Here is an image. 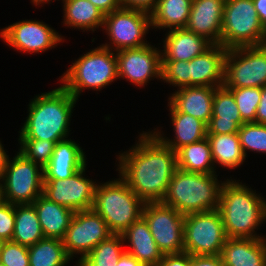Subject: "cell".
Returning a JSON list of instances; mask_svg holds the SVG:
<instances>
[{
    "mask_svg": "<svg viewBox=\"0 0 266 266\" xmlns=\"http://www.w3.org/2000/svg\"><path fill=\"white\" fill-rule=\"evenodd\" d=\"M118 161L119 175L144 202H161L177 169L176 152L151 131H143Z\"/></svg>",
    "mask_w": 266,
    "mask_h": 266,
    "instance_id": "6da1fadb",
    "label": "cell"
},
{
    "mask_svg": "<svg viewBox=\"0 0 266 266\" xmlns=\"http://www.w3.org/2000/svg\"><path fill=\"white\" fill-rule=\"evenodd\" d=\"M35 97L29 103V114L19 131V139H41L56 144L68 138L77 99L62 85Z\"/></svg>",
    "mask_w": 266,
    "mask_h": 266,
    "instance_id": "7a4b0ae2",
    "label": "cell"
},
{
    "mask_svg": "<svg viewBox=\"0 0 266 266\" xmlns=\"http://www.w3.org/2000/svg\"><path fill=\"white\" fill-rule=\"evenodd\" d=\"M235 179L223 182L218 210L228 238L261 239L255 229L266 220V199Z\"/></svg>",
    "mask_w": 266,
    "mask_h": 266,
    "instance_id": "3957f363",
    "label": "cell"
},
{
    "mask_svg": "<svg viewBox=\"0 0 266 266\" xmlns=\"http://www.w3.org/2000/svg\"><path fill=\"white\" fill-rule=\"evenodd\" d=\"M186 172L177 168L161 203L182 215L218 209L221 189L216 175Z\"/></svg>",
    "mask_w": 266,
    "mask_h": 266,
    "instance_id": "277c9868",
    "label": "cell"
},
{
    "mask_svg": "<svg viewBox=\"0 0 266 266\" xmlns=\"http://www.w3.org/2000/svg\"><path fill=\"white\" fill-rule=\"evenodd\" d=\"M144 204L120 176L117 180L96 185L92 209L113 234H122L142 216Z\"/></svg>",
    "mask_w": 266,
    "mask_h": 266,
    "instance_id": "5b68a950",
    "label": "cell"
},
{
    "mask_svg": "<svg viewBox=\"0 0 266 266\" xmlns=\"http://www.w3.org/2000/svg\"><path fill=\"white\" fill-rule=\"evenodd\" d=\"M99 46L80 56L64 72L60 82L77 100L83 89L98 90L118 79L116 52Z\"/></svg>",
    "mask_w": 266,
    "mask_h": 266,
    "instance_id": "8992f818",
    "label": "cell"
},
{
    "mask_svg": "<svg viewBox=\"0 0 266 266\" xmlns=\"http://www.w3.org/2000/svg\"><path fill=\"white\" fill-rule=\"evenodd\" d=\"M220 44L226 49L266 44L253 0H226Z\"/></svg>",
    "mask_w": 266,
    "mask_h": 266,
    "instance_id": "52a82bcc",
    "label": "cell"
},
{
    "mask_svg": "<svg viewBox=\"0 0 266 266\" xmlns=\"http://www.w3.org/2000/svg\"><path fill=\"white\" fill-rule=\"evenodd\" d=\"M12 159L0 183L2 200L13 205L32 204L43 194V168L20 152Z\"/></svg>",
    "mask_w": 266,
    "mask_h": 266,
    "instance_id": "ba28073f",
    "label": "cell"
},
{
    "mask_svg": "<svg viewBox=\"0 0 266 266\" xmlns=\"http://www.w3.org/2000/svg\"><path fill=\"white\" fill-rule=\"evenodd\" d=\"M183 236L190 255H220L228 238L218 209L185 215Z\"/></svg>",
    "mask_w": 266,
    "mask_h": 266,
    "instance_id": "9c48e42d",
    "label": "cell"
},
{
    "mask_svg": "<svg viewBox=\"0 0 266 266\" xmlns=\"http://www.w3.org/2000/svg\"><path fill=\"white\" fill-rule=\"evenodd\" d=\"M266 85V44L228 49L225 57L226 89Z\"/></svg>",
    "mask_w": 266,
    "mask_h": 266,
    "instance_id": "30bf717a",
    "label": "cell"
},
{
    "mask_svg": "<svg viewBox=\"0 0 266 266\" xmlns=\"http://www.w3.org/2000/svg\"><path fill=\"white\" fill-rule=\"evenodd\" d=\"M150 26V13L121 7L104 16L103 30L113 45L105 43L101 46L113 51L146 46L149 43L147 40L145 42L143 37L149 31Z\"/></svg>",
    "mask_w": 266,
    "mask_h": 266,
    "instance_id": "8fae6325",
    "label": "cell"
},
{
    "mask_svg": "<svg viewBox=\"0 0 266 266\" xmlns=\"http://www.w3.org/2000/svg\"><path fill=\"white\" fill-rule=\"evenodd\" d=\"M142 216L163 255L184 252L185 215L161 202H145Z\"/></svg>",
    "mask_w": 266,
    "mask_h": 266,
    "instance_id": "7c38bea8",
    "label": "cell"
},
{
    "mask_svg": "<svg viewBox=\"0 0 266 266\" xmlns=\"http://www.w3.org/2000/svg\"><path fill=\"white\" fill-rule=\"evenodd\" d=\"M113 233L106 222L93 209L74 213L71 223L62 239L67 255L72 259L74 254L81 255L82 260L101 241Z\"/></svg>",
    "mask_w": 266,
    "mask_h": 266,
    "instance_id": "4fadbf2b",
    "label": "cell"
},
{
    "mask_svg": "<svg viewBox=\"0 0 266 266\" xmlns=\"http://www.w3.org/2000/svg\"><path fill=\"white\" fill-rule=\"evenodd\" d=\"M86 165L66 179H44L43 195L74 212L93 208L96 181L84 177Z\"/></svg>",
    "mask_w": 266,
    "mask_h": 266,
    "instance_id": "5bb4252c",
    "label": "cell"
},
{
    "mask_svg": "<svg viewBox=\"0 0 266 266\" xmlns=\"http://www.w3.org/2000/svg\"><path fill=\"white\" fill-rule=\"evenodd\" d=\"M154 47L148 44L116 51L118 79L125 77L139 87L145 86L152 77L161 79V51Z\"/></svg>",
    "mask_w": 266,
    "mask_h": 266,
    "instance_id": "9a60e30c",
    "label": "cell"
},
{
    "mask_svg": "<svg viewBox=\"0 0 266 266\" xmlns=\"http://www.w3.org/2000/svg\"><path fill=\"white\" fill-rule=\"evenodd\" d=\"M0 37L14 49L29 53L44 52L60 44L63 39L56 30L38 20L13 23L0 31Z\"/></svg>",
    "mask_w": 266,
    "mask_h": 266,
    "instance_id": "2e32d148",
    "label": "cell"
},
{
    "mask_svg": "<svg viewBox=\"0 0 266 266\" xmlns=\"http://www.w3.org/2000/svg\"><path fill=\"white\" fill-rule=\"evenodd\" d=\"M226 0H192L189 20L185 27L212 44H220Z\"/></svg>",
    "mask_w": 266,
    "mask_h": 266,
    "instance_id": "e0dca14e",
    "label": "cell"
},
{
    "mask_svg": "<svg viewBox=\"0 0 266 266\" xmlns=\"http://www.w3.org/2000/svg\"><path fill=\"white\" fill-rule=\"evenodd\" d=\"M227 51L221 44H213L204 53L188 61L191 86H223Z\"/></svg>",
    "mask_w": 266,
    "mask_h": 266,
    "instance_id": "ac0fdd59",
    "label": "cell"
},
{
    "mask_svg": "<svg viewBox=\"0 0 266 266\" xmlns=\"http://www.w3.org/2000/svg\"><path fill=\"white\" fill-rule=\"evenodd\" d=\"M163 42L162 61H190L213 45L186 28L169 30Z\"/></svg>",
    "mask_w": 266,
    "mask_h": 266,
    "instance_id": "d6986e66",
    "label": "cell"
},
{
    "mask_svg": "<svg viewBox=\"0 0 266 266\" xmlns=\"http://www.w3.org/2000/svg\"><path fill=\"white\" fill-rule=\"evenodd\" d=\"M83 149L75 141L64 139L55 144L49 163L43 168L44 179H66L86 164Z\"/></svg>",
    "mask_w": 266,
    "mask_h": 266,
    "instance_id": "ffe728a7",
    "label": "cell"
},
{
    "mask_svg": "<svg viewBox=\"0 0 266 266\" xmlns=\"http://www.w3.org/2000/svg\"><path fill=\"white\" fill-rule=\"evenodd\" d=\"M244 124L233 94L224 86L215 90L212 117L207 124V134L238 133Z\"/></svg>",
    "mask_w": 266,
    "mask_h": 266,
    "instance_id": "44dd1931",
    "label": "cell"
},
{
    "mask_svg": "<svg viewBox=\"0 0 266 266\" xmlns=\"http://www.w3.org/2000/svg\"><path fill=\"white\" fill-rule=\"evenodd\" d=\"M218 87L190 86L178 88L168 101L182 113L189 114L208 124L212 117L215 90Z\"/></svg>",
    "mask_w": 266,
    "mask_h": 266,
    "instance_id": "7402d4cb",
    "label": "cell"
},
{
    "mask_svg": "<svg viewBox=\"0 0 266 266\" xmlns=\"http://www.w3.org/2000/svg\"><path fill=\"white\" fill-rule=\"evenodd\" d=\"M220 256L224 266H266V238H227Z\"/></svg>",
    "mask_w": 266,
    "mask_h": 266,
    "instance_id": "603a6c76",
    "label": "cell"
},
{
    "mask_svg": "<svg viewBox=\"0 0 266 266\" xmlns=\"http://www.w3.org/2000/svg\"><path fill=\"white\" fill-rule=\"evenodd\" d=\"M122 236L124 242H128L131 248L125 249V252L129 253L140 263L147 266H157L163 258L164 255L156 245L148 223L143 216L134 221L122 233Z\"/></svg>",
    "mask_w": 266,
    "mask_h": 266,
    "instance_id": "cb8c5ba5",
    "label": "cell"
},
{
    "mask_svg": "<svg viewBox=\"0 0 266 266\" xmlns=\"http://www.w3.org/2000/svg\"><path fill=\"white\" fill-rule=\"evenodd\" d=\"M171 121L174 126L175 138L169 139L163 137L161 132H153L166 146L170 147L175 152L188 144L200 141L207 137V124L198 118L189 114L179 112L170 102Z\"/></svg>",
    "mask_w": 266,
    "mask_h": 266,
    "instance_id": "d4e9b609",
    "label": "cell"
},
{
    "mask_svg": "<svg viewBox=\"0 0 266 266\" xmlns=\"http://www.w3.org/2000/svg\"><path fill=\"white\" fill-rule=\"evenodd\" d=\"M44 237L63 239L74 211L41 194L33 203Z\"/></svg>",
    "mask_w": 266,
    "mask_h": 266,
    "instance_id": "484cf974",
    "label": "cell"
},
{
    "mask_svg": "<svg viewBox=\"0 0 266 266\" xmlns=\"http://www.w3.org/2000/svg\"><path fill=\"white\" fill-rule=\"evenodd\" d=\"M192 0H157L150 13L151 28L181 29L187 26Z\"/></svg>",
    "mask_w": 266,
    "mask_h": 266,
    "instance_id": "4316f807",
    "label": "cell"
},
{
    "mask_svg": "<svg viewBox=\"0 0 266 266\" xmlns=\"http://www.w3.org/2000/svg\"><path fill=\"white\" fill-rule=\"evenodd\" d=\"M177 168L186 172L216 173L208 138L185 145L176 151Z\"/></svg>",
    "mask_w": 266,
    "mask_h": 266,
    "instance_id": "83f0119b",
    "label": "cell"
},
{
    "mask_svg": "<svg viewBox=\"0 0 266 266\" xmlns=\"http://www.w3.org/2000/svg\"><path fill=\"white\" fill-rule=\"evenodd\" d=\"M64 24L83 31L103 27L104 14L89 0H63Z\"/></svg>",
    "mask_w": 266,
    "mask_h": 266,
    "instance_id": "f1b7e54d",
    "label": "cell"
},
{
    "mask_svg": "<svg viewBox=\"0 0 266 266\" xmlns=\"http://www.w3.org/2000/svg\"><path fill=\"white\" fill-rule=\"evenodd\" d=\"M210 142L212 158L221 166L235 169L243 164L246 156L240 145L238 133L207 134Z\"/></svg>",
    "mask_w": 266,
    "mask_h": 266,
    "instance_id": "f546056e",
    "label": "cell"
},
{
    "mask_svg": "<svg viewBox=\"0 0 266 266\" xmlns=\"http://www.w3.org/2000/svg\"><path fill=\"white\" fill-rule=\"evenodd\" d=\"M44 238L37 212L32 204L15 205L12 241L30 247Z\"/></svg>",
    "mask_w": 266,
    "mask_h": 266,
    "instance_id": "4dcf8cb0",
    "label": "cell"
},
{
    "mask_svg": "<svg viewBox=\"0 0 266 266\" xmlns=\"http://www.w3.org/2000/svg\"><path fill=\"white\" fill-rule=\"evenodd\" d=\"M28 254L29 266H65L72 260L58 238L44 237L28 247Z\"/></svg>",
    "mask_w": 266,
    "mask_h": 266,
    "instance_id": "1f68e13d",
    "label": "cell"
},
{
    "mask_svg": "<svg viewBox=\"0 0 266 266\" xmlns=\"http://www.w3.org/2000/svg\"><path fill=\"white\" fill-rule=\"evenodd\" d=\"M122 234H112L93 248L77 266H117L118 259L125 252Z\"/></svg>",
    "mask_w": 266,
    "mask_h": 266,
    "instance_id": "d6a6232c",
    "label": "cell"
},
{
    "mask_svg": "<svg viewBox=\"0 0 266 266\" xmlns=\"http://www.w3.org/2000/svg\"><path fill=\"white\" fill-rule=\"evenodd\" d=\"M234 96L244 123L255 122L257 107L262 95L261 87L229 88Z\"/></svg>",
    "mask_w": 266,
    "mask_h": 266,
    "instance_id": "836d02e7",
    "label": "cell"
},
{
    "mask_svg": "<svg viewBox=\"0 0 266 266\" xmlns=\"http://www.w3.org/2000/svg\"><path fill=\"white\" fill-rule=\"evenodd\" d=\"M240 145L247 155V150L266 153V125L256 122L244 123L238 130ZM247 149V150H246Z\"/></svg>",
    "mask_w": 266,
    "mask_h": 266,
    "instance_id": "e575fe53",
    "label": "cell"
},
{
    "mask_svg": "<svg viewBox=\"0 0 266 266\" xmlns=\"http://www.w3.org/2000/svg\"><path fill=\"white\" fill-rule=\"evenodd\" d=\"M20 144L19 152L27 159L44 168L50 161L55 143L41 139H18Z\"/></svg>",
    "mask_w": 266,
    "mask_h": 266,
    "instance_id": "d590c367",
    "label": "cell"
},
{
    "mask_svg": "<svg viewBox=\"0 0 266 266\" xmlns=\"http://www.w3.org/2000/svg\"><path fill=\"white\" fill-rule=\"evenodd\" d=\"M179 88L191 86L188 61H162L161 81Z\"/></svg>",
    "mask_w": 266,
    "mask_h": 266,
    "instance_id": "8d00e7d4",
    "label": "cell"
},
{
    "mask_svg": "<svg viewBox=\"0 0 266 266\" xmlns=\"http://www.w3.org/2000/svg\"><path fill=\"white\" fill-rule=\"evenodd\" d=\"M0 263L5 266H29L28 247L12 240L4 241L0 250Z\"/></svg>",
    "mask_w": 266,
    "mask_h": 266,
    "instance_id": "74e56055",
    "label": "cell"
},
{
    "mask_svg": "<svg viewBox=\"0 0 266 266\" xmlns=\"http://www.w3.org/2000/svg\"><path fill=\"white\" fill-rule=\"evenodd\" d=\"M15 222V205L0 202V239L2 241L12 240Z\"/></svg>",
    "mask_w": 266,
    "mask_h": 266,
    "instance_id": "f35d334b",
    "label": "cell"
},
{
    "mask_svg": "<svg viewBox=\"0 0 266 266\" xmlns=\"http://www.w3.org/2000/svg\"><path fill=\"white\" fill-rule=\"evenodd\" d=\"M157 266H190V254L186 252L166 254Z\"/></svg>",
    "mask_w": 266,
    "mask_h": 266,
    "instance_id": "ab89813d",
    "label": "cell"
},
{
    "mask_svg": "<svg viewBox=\"0 0 266 266\" xmlns=\"http://www.w3.org/2000/svg\"><path fill=\"white\" fill-rule=\"evenodd\" d=\"M190 266H224L220 255H190Z\"/></svg>",
    "mask_w": 266,
    "mask_h": 266,
    "instance_id": "60d3db41",
    "label": "cell"
},
{
    "mask_svg": "<svg viewBox=\"0 0 266 266\" xmlns=\"http://www.w3.org/2000/svg\"><path fill=\"white\" fill-rule=\"evenodd\" d=\"M120 3L123 8L151 13L156 6L157 0H120Z\"/></svg>",
    "mask_w": 266,
    "mask_h": 266,
    "instance_id": "b9f144b4",
    "label": "cell"
},
{
    "mask_svg": "<svg viewBox=\"0 0 266 266\" xmlns=\"http://www.w3.org/2000/svg\"><path fill=\"white\" fill-rule=\"evenodd\" d=\"M104 15L110 14L114 10L121 8L120 0H89Z\"/></svg>",
    "mask_w": 266,
    "mask_h": 266,
    "instance_id": "7bdbcfd3",
    "label": "cell"
},
{
    "mask_svg": "<svg viewBox=\"0 0 266 266\" xmlns=\"http://www.w3.org/2000/svg\"><path fill=\"white\" fill-rule=\"evenodd\" d=\"M255 122L266 125V85L262 87V95L257 107Z\"/></svg>",
    "mask_w": 266,
    "mask_h": 266,
    "instance_id": "ee69618b",
    "label": "cell"
},
{
    "mask_svg": "<svg viewBox=\"0 0 266 266\" xmlns=\"http://www.w3.org/2000/svg\"><path fill=\"white\" fill-rule=\"evenodd\" d=\"M262 27L266 31V0H253Z\"/></svg>",
    "mask_w": 266,
    "mask_h": 266,
    "instance_id": "f6af8a7d",
    "label": "cell"
},
{
    "mask_svg": "<svg viewBox=\"0 0 266 266\" xmlns=\"http://www.w3.org/2000/svg\"><path fill=\"white\" fill-rule=\"evenodd\" d=\"M117 266H147V265L140 263L129 253L124 252L122 256L118 259Z\"/></svg>",
    "mask_w": 266,
    "mask_h": 266,
    "instance_id": "bcb514c9",
    "label": "cell"
},
{
    "mask_svg": "<svg viewBox=\"0 0 266 266\" xmlns=\"http://www.w3.org/2000/svg\"><path fill=\"white\" fill-rule=\"evenodd\" d=\"M9 159L11 160L0 141V183Z\"/></svg>",
    "mask_w": 266,
    "mask_h": 266,
    "instance_id": "7dc6e473",
    "label": "cell"
},
{
    "mask_svg": "<svg viewBox=\"0 0 266 266\" xmlns=\"http://www.w3.org/2000/svg\"><path fill=\"white\" fill-rule=\"evenodd\" d=\"M32 3L37 6V5H40L41 3H49L51 0H31ZM55 1V0H54Z\"/></svg>",
    "mask_w": 266,
    "mask_h": 266,
    "instance_id": "c3c4849f",
    "label": "cell"
},
{
    "mask_svg": "<svg viewBox=\"0 0 266 266\" xmlns=\"http://www.w3.org/2000/svg\"><path fill=\"white\" fill-rule=\"evenodd\" d=\"M3 201L2 200V192H1V184H0V202Z\"/></svg>",
    "mask_w": 266,
    "mask_h": 266,
    "instance_id": "681fc988",
    "label": "cell"
},
{
    "mask_svg": "<svg viewBox=\"0 0 266 266\" xmlns=\"http://www.w3.org/2000/svg\"><path fill=\"white\" fill-rule=\"evenodd\" d=\"M3 242H4V241H2V240L0 239V250H1V246H2Z\"/></svg>",
    "mask_w": 266,
    "mask_h": 266,
    "instance_id": "f907efd6",
    "label": "cell"
}]
</instances>
